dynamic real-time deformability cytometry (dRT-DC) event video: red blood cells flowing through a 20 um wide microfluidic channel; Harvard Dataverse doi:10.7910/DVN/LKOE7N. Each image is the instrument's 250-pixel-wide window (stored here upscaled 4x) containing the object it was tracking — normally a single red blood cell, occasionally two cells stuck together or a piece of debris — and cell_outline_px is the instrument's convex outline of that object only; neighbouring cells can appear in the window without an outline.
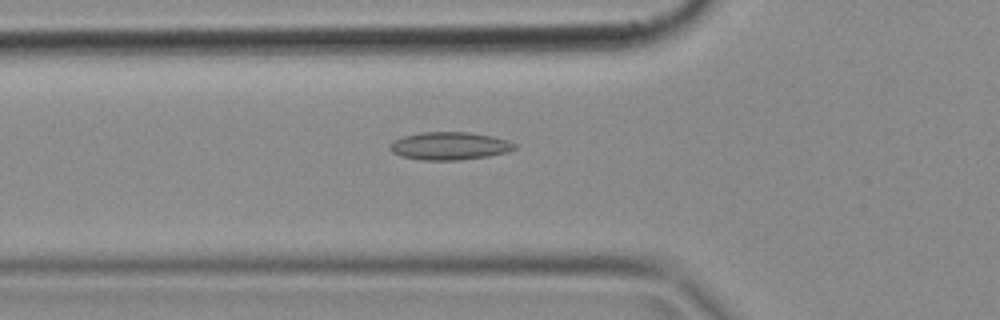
{"species": "common noctule bat (a hibernating species)", "species_latin": "Nyctalus noctula", "temperature_condition": "cold", "stored_images_in_passage": 50, "camera_frame_rate_fps": 3000, "um_per_image_px": 0.085, "animal": {"sex": "female", "body_mass_g": 18.4}, "frame": {"image": 1, "passage_image": 17, "time_ms": 5.333, "image_size_px": [1000, 320], "cell_outline_px": [[516, 148], [508, 152], [488, 156], [460, 160], [424, 160], [400, 156], [392, 152], [388, 148], [388, 144], [392, 140], [404, 136], [420, 132], [472, 132], [492, 136], [508, 140], [516, 144]], "centroid_in_image_um": [38.19, 12.4], "position_along_channel_um": 87.6, "area_um2": 20.46}}
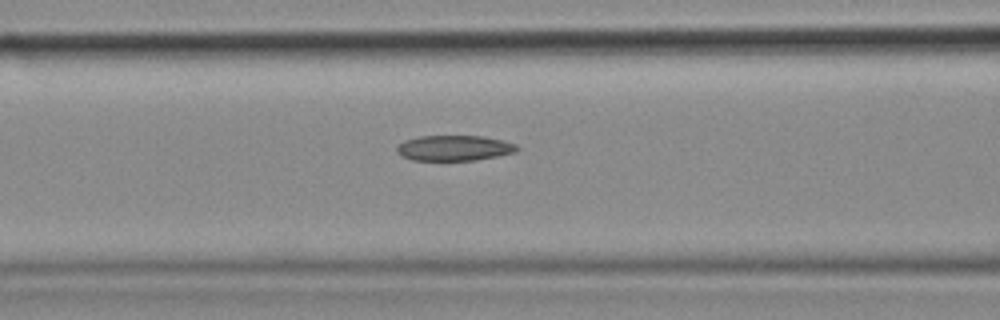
{"frame": {"image": 2, "passage_image": 20, "time_ms": 6.333, "image_size_px": [1000, 320], "cell_outline_px": [[520, 148], [516, 152], [476, 160], [412, 160], [400, 156], [396, 152], [396, 148], [404, 140], [420, 136], [484, 136], [504, 140], [516, 144]], "centroid_in_image_um": [38.61, 12.58], "position_along_channel_um": 128.0, "area_um2": 17.92}}
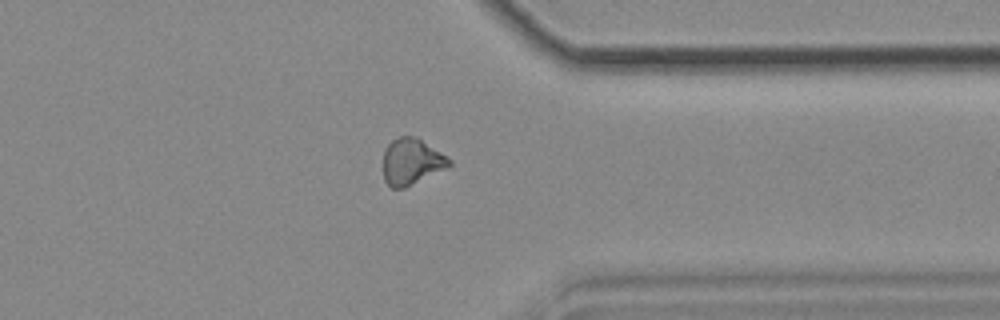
{"frame": {"image": 3, "passage_image": 39, "time_ms": 12.667, "image_size_px": [1000, 320], "cell_outline_px": [[452, 164], [404, 188], [392, 188], [384, 180], [384, 148], [392, 140], [400, 136], [412, 136], [420, 140], [448, 156], [452, 160]], "centroid_in_image_um": [34.96, 13.73], "position_along_channel_um": 376.4, "area_um2": 17.4}}